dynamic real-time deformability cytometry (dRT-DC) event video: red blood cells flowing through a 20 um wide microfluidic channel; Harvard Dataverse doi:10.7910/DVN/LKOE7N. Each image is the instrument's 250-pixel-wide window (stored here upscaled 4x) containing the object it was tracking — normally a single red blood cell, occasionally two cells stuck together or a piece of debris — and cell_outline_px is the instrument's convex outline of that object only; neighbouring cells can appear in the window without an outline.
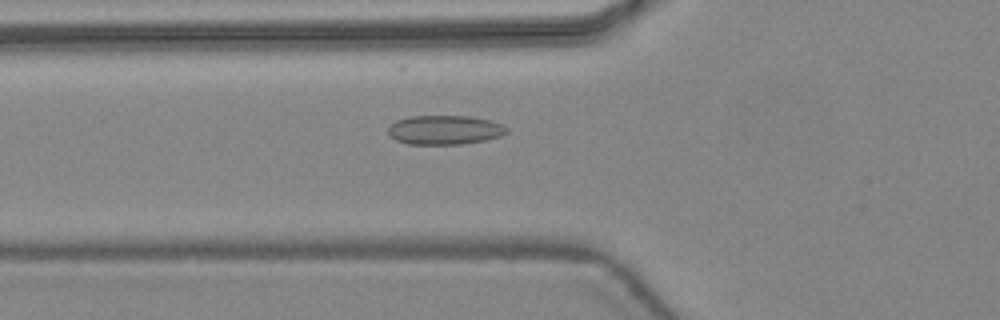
{"species": "common noctule bat (a hibernating species)", "species_latin": "Nyctalus noctula", "temperature_condition": "warm", "stored_images_in_passage": 48, "camera_frame_rate_fps": 3000, "um_per_image_px": 0.085, "animal": {"sex": "female", "body_mass_g": 24.6, "forearm_length_mm": 56.2}, "frame": {"image": 1, "passage_image": 18, "time_ms": 5.667, "image_size_px": [1000, 320], "cell_outline_px": [[508, 132], [500, 136], [484, 140], [460, 144], [408, 144], [396, 140], [388, 132], [388, 128], [396, 120], [408, 116], [472, 116], [492, 120], [508, 128]], "centroid_in_image_um": [37.81, 11.03], "position_along_channel_um": 88.0, "area_um2": 20.17}}
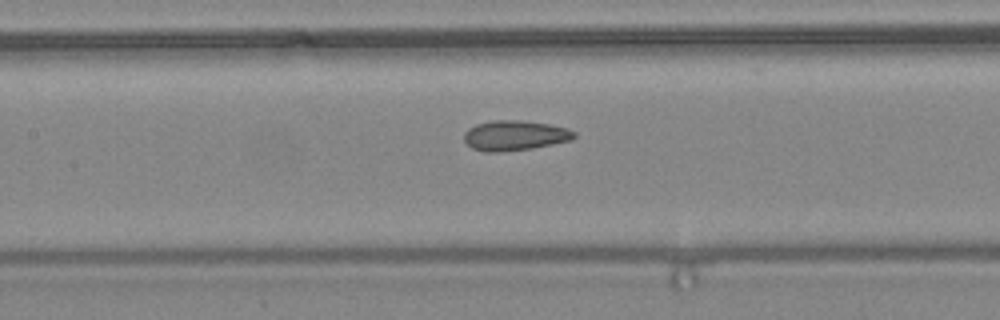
{"frame": {"image": 2, "passage_image": 23, "time_ms": 7.333, "image_size_px": [1000, 320], "cell_outline_px": [[576, 136], [572, 140], [532, 148], [500, 152], [484, 152], [472, 148], [464, 140], [464, 132], [468, 128], [476, 124], [492, 120], [520, 120], [548, 124], [568, 128], [576, 132]], "centroid_in_image_um": [43.75, 11.51], "position_along_channel_um": 163.6, "area_um2": 19.36}}
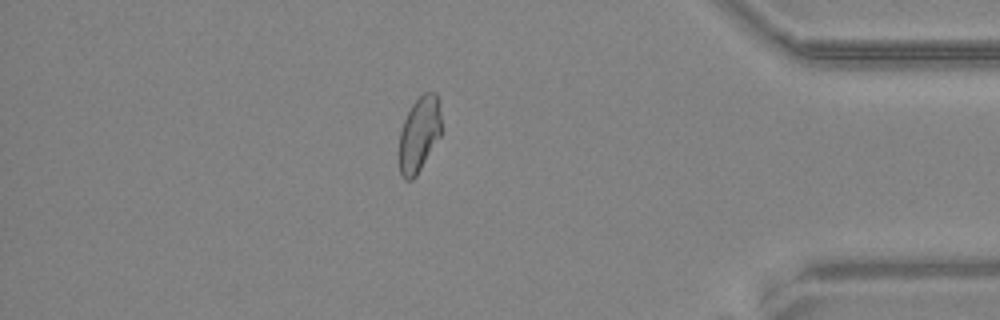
{"frame": {"image": 3, "passage_image": 41, "time_ms": 13.333, "image_size_px": [1000, 320], "cell_outline_px": [[440, 136], [416, 176], [412, 180], [404, 180], [400, 172], [400, 132], [404, 120], [412, 104], [424, 92], [436, 92], [440, 112]], "centroid_in_image_um": [35.63, 11.41], "position_along_channel_um": 399.6, "area_um2": 18.15}, "authors_computed_cell_mechanics": {"area_um2": 19.5364, "velocity_mm_per_s": 4.4856, "shape_relaxation_time_tau1_ms": 11.3804, "shape_relaxation_time_tau2_ms": 0.9661, "deformation_change_tau1": 0.1687, "deformation_change_tau2": 0.0616}}